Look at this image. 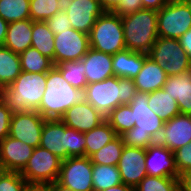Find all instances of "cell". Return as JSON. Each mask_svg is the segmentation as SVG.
I'll return each mask as SVG.
<instances>
[{"label":"cell","mask_w":191,"mask_h":191,"mask_svg":"<svg viewBox=\"0 0 191 191\" xmlns=\"http://www.w3.org/2000/svg\"><path fill=\"white\" fill-rule=\"evenodd\" d=\"M47 72L22 71L8 86L0 89V99L12 112L37 111L46 88Z\"/></svg>","instance_id":"6da1fadb"},{"label":"cell","mask_w":191,"mask_h":191,"mask_svg":"<svg viewBox=\"0 0 191 191\" xmlns=\"http://www.w3.org/2000/svg\"><path fill=\"white\" fill-rule=\"evenodd\" d=\"M133 111V127L121 135L127 147L147 148L157 142L164 121L148 107V93L137 92L129 103Z\"/></svg>","instance_id":"7a4b0ae2"},{"label":"cell","mask_w":191,"mask_h":191,"mask_svg":"<svg viewBox=\"0 0 191 191\" xmlns=\"http://www.w3.org/2000/svg\"><path fill=\"white\" fill-rule=\"evenodd\" d=\"M136 94L133 79L113 76L87 84L84 89V100L106 117L119 105L129 104Z\"/></svg>","instance_id":"3957f363"},{"label":"cell","mask_w":191,"mask_h":191,"mask_svg":"<svg viewBox=\"0 0 191 191\" xmlns=\"http://www.w3.org/2000/svg\"><path fill=\"white\" fill-rule=\"evenodd\" d=\"M84 100V91L73 87L54 65L47 72L46 88L37 112L45 119H60L65 111Z\"/></svg>","instance_id":"277c9868"},{"label":"cell","mask_w":191,"mask_h":191,"mask_svg":"<svg viewBox=\"0 0 191 191\" xmlns=\"http://www.w3.org/2000/svg\"><path fill=\"white\" fill-rule=\"evenodd\" d=\"M39 146L65 160L85 156L86 141L83 132L67 127L60 119H46Z\"/></svg>","instance_id":"5b68a950"},{"label":"cell","mask_w":191,"mask_h":191,"mask_svg":"<svg viewBox=\"0 0 191 191\" xmlns=\"http://www.w3.org/2000/svg\"><path fill=\"white\" fill-rule=\"evenodd\" d=\"M121 17L126 49L147 54L158 38V11L142 9Z\"/></svg>","instance_id":"8992f818"},{"label":"cell","mask_w":191,"mask_h":191,"mask_svg":"<svg viewBox=\"0 0 191 191\" xmlns=\"http://www.w3.org/2000/svg\"><path fill=\"white\" fill-rule=\"evenodd\" d=\"M89 35L90 47L110 55L126 49L122 17L105 11L93 25Z\"/></svg>","instance_id":"52a82bcc"},{"label":"cell","mask_w":191,"mask_h":191,"mask_svg":"<svg viewBox=\"0 0 191 191\" xmlns=\"http://www.w3.org/2000/svg\"><path fill=\"white\" fill-rule=\"evenodd\" d=\"M147 55L163 67L167 76L179 75L191 70V59L179 39L158 37Z\"/></svg>","instance_id":"ba28073f"},{"label":"cell","mask_w":191,"mask_h":191,"mask_svg":"<svg viewBox=\"0 0 191 191\" xmlns=\"http://www.w3.org/2000/svg\"><path fill=\"white\" fill-rule=\"evenodd\" d=\"M158 37L179 39L191 28V7L185 0H169L158 11Z\"/></svg>","instance_id":"9c48e42d"},{"label":"cell","mask_w":191,"mask_h":191,"mask_svg":"<svg viewBox=\"0 0 191 191\" xmlns=\"http://www.w3.org/2000/svg\"><path fill=\"white\" fill-rule=\"evenodd\" d=\"M61 164L59 157L38 146L20 174L28 184L46 185L57 181Z\"/></svg>","instance_id":"30bf717a"},{"label":"cell","mask_w":191,"mask_h":191,"mask_svg":"<svg viewBox=\"0 0 191 191\" xmlns=\"http://www.w3.org/2000/svg\"><path fill=\"white\" fill-rule=\"evenodd\" d=\"M54 65L64 61H80L90 48L89 35L70 28L54 35Z\"/></svg>","instance_id":"8fae6325"},{"label":"cell","mask_w":191,"mask_h":191,"mask_svg":"<svg viewBox=\"0 0 191 191\" xmlns=\"http://www.w3.org/2000/svg\"><path fill=\"white\" fill-rule=\"evenodd\" d=\"M92 169L89 157H69L62 160L57 182L73 191H94Z\"/></svg>","instance_id":"7c38bea8"},{"label":"cell","mask_w":191,"mask_h":191,"mask_svg":"<svg viewBox=\"0 0 191 191\" xmlns=\"http://www.w3.org/2000/svg\"><path fill=\"white\" fill-rule=\"evenodd\" d=\"M45 120L37 111L15 112L10 121L9 136L36 148L40 145Z\"/></svg>","instance_id":"4fadbf2b"},{"label":"cell","mask_w":191,"mask_h":191,"mask_svg":"<svg viewBox=\"0 0 191 191\" xmlns=\"http://www.w3.org/2000/svg\"><path fill=\"white\" fill-rule=\"evenodd\" d=\"M63 9L71 27L86 34L90 33L97 18L105 12L99 0H68L64 1Z\"/></svg>","instance_id":"5bb4252c"},{"label":"cell","mask_w":191,"mask_h":191,"mask_svg":"<svg viewBox=\"0 0 191 191\" xmlns=\"http://www.w3.org/2000/svg\"><path fill=\"white\" fill-rule=\"evenodd\" d=\"M145 168L148 176L178 178L174 152L155 142L146 148Z\"/></svg>","instance_id":"9a60e30c"},{"label":"cell","mask_w":191,"mask_h":191,"mask_svg":"<svg viewBox=\"0 0 191 191\" xmlns=\"http://www.w3.org/2000/svg\"><path fill=\"white\" fill-rule=\"evenodd\" d=\"M146 149L141 147H123L117 165L122 183L136 187L147 175L145 168Z\"/></svg>","instance_id":"2e32d148"},{"label":"cell","mask_w":191,"mask_h":191,"mask_svg":"<svg viewBox=\"0 0 191 191\" xmlns=\"http://www.w3.org/2000/svg\"><path fill=\"white\" fill-rule=\"evenodd\" d=\"M34 147L6 136L0 142V165L3 171L21 172L32 156Z\"/></svg>","instance_id":"e0dca14e"},{"label":"cell","mask_w":191,"mask_h":191,"mask_svg":"<svg viewBox=\"0 0 191 191\" xmlns=\"http://www.w3.org/2000/svg\"><path fill=\"white\" fill-rule=\"evenodd\" d=\"M157 142L173 152L191 142V115L178 114L166 121Z\"/></svg>","instance_id":"ac0fdd59"},{"label":"cell","mask_w":191,"mask_h":191,"mask_svg":"<svg viewBox=\"0 0 191 191\" xmlns=\"http://www.w3.org/2000/svg\"><path fill=\"white\" fill-rule=\"evenodd\" d=\"M60 120L70 128L79 132H87L96 128L100 123L105 120L99 111H97L91 104L83 100L80 103L74 104Z\"/></svg>","instance_id":"d6986e66"},{"label":"cell","mask_w":191,"mask_h":191,"mask_svg":"<svg viewBox=\"0 0 191 191\" xmlns=\"http://www.w3.org/2000/svg\"><path fill=\"white\" fill-rule=\"evenodd\" d=\"M85 67L87 84L113 77L112 55L89 48L81 59Z\"/></svg>","instance_id":"ffe728a7"},{"label":"cell","mask_w":191,"mask_h":191,"mask_svg":"<svg viewBox=\"0 0 191 191\" xmlns=\"http://www.w3.org/2000/svg\"><path fill=\"white\" fill-rule=\"evenodd\" d=\"M162 89L177 101L180 114L191 115V70L167 76Z\"/></svg>","instance_id":"44dd1931"},{"label":"cell","mask_w":191,"mask_h":191,"mask_svg":"<svg viewBox=\"0 0 191 191\" xmlns=\"http://www.w3.org/2000/svg\"><path fill=\"white\" fill-rule=\"evenodd\" d=\"M167 79L163 67L150 57H146L141 70L133 79L137 92L150 93L162 89Z\"/></svg>","instance_id":"7402d4cb"},{"label":"cell","mask_w":191,"mask_h":191,"mask_svg":"<svg viewBox=\"0 0 191 191\" xmlns=\"http://www.w3.org/2000/svg\"><path fill=\"white\" fill-rule=\"evenodd\" d=\"M148 55L124 49L112 55L114 76L134 79L142 68Z\"/></svg>","instance_id":"603a6c76"},{"label":"cell","mask_w":191,"mask_h":191,"mask_svg":"<svg viewBox=\"0 0 191 191\" xmlns=\"http://www.w3.org/2000/svg\"><path fill=\"white\" fill-rule=\"evenodd\" d=\"M32 24L33 21L31 19L9 23L3 46L17 54L31 47Z\"/></svg>","instance_id":"cb8c5ba5"},{"label":"cell","mask_w":191,"mask_h":191,"mask_svg":"<svg viewBox=\"0 0 191 191\" xmlns=\"http://www.w3.org/2000/svg\"><path fill=\"white\" fill-rule=\"evenodd\" d=\"M148 107L164 122L180 114L177 101L163 89L148 93Z\"/></svg>","instance_id":"d4e9b609"},{"label":"cell","mask_w":191,"mask_h":191,"mask_svg":"<svg viewBox=\"0 0 191 191\" xmlns=\"http://www.w3.org/2000/svg\"><path fill=\"white\" fill-rule=\"evenodd\" d=\"M86 146L85 156L90 157L92 154L100 150L107 143L117 137L115 130L105 119L96 128L84 133Z\"/></svg>","instance_id":"484cf974"},{"label":"cell","mask_w":191,"mask_h":191,"mask_svg":"<svg viewBox=\"0 0 191 191\" xmlns=\"http://www.w3.org/2000/svg\"><path fill=\"white\" fill-rule=\"evenodd\" d=\"M21 72L19 54L0 46V89L10 85Z\"/></svg>","instance_id":"4316f807"},{"label":"cell","mask_w":191,"mask_h":191,"mask_svg":"<svg viewBox=\"0 0 191 191\" xmlns=\"http://www.w3.org/2000/svg\"><path fill=\"white\" fill-rule=\"evenodd\" d=\"M31 47L37 49L43 56L54 59V33L46 21H33Z\"/></svg>","instance_id":"83f0119b"},{"label":"cell","mask_w":191,"mask_h":191,"mask_svg":"<svg viewBox=\"0 0 191 191\" xmlns=\"http://www.w3.org/2000/svg\"><path fill=\"white\" fill-rule=\"evenodd\" d=\"M119 184H122V180L117 166L93 163L92 185L94 191H103Z\"/></svg>","instance_id":"f1b7e54d"},{"label":"cell","mask_w":191,"mask_h":191,"mask_svg":"<svg viewBox=\"0 0 191 191\" xmlns=\"http://www.w3.org/2000/svg\"><path fill=\"white\" fill-rule=\"evenodd\" d=\"M22 71L30 73L48 72L54 63L50 58L43 56L37 49L33 47L27 48L19 54Z\"/></svg>","instance_id":"f546056e"},{"label":"cell","mask_w":191,"mask_h":191,"mask_svg":"<svg viewBox=\"0 0 191 191\" xmlns=\"http://www.w3.org/2000/svg\"><path fill=\"white\" fill-rule=\"evenodd\" d=\"M124 146L122 137L117 136L89 158L95 164L117 166Z\"/></svg>","instance_id":"4dcf8cb0"},{"label":"cell","mask_w":191,"mask_h":191,"mask_svg":"<svg viewBox=\"0 0 191 191\" xmlns=\"http://www.w3.org/2000/svg\"><path fill=\"white\" fill-rule=\"evenodd\" d=\"M30 0H0V17L11 23L30 19Z\"/></svg>","instance_id":"1f68e13d"},{"label":"cell","mask_w":191,"mask_h":191,"mask_svg":"<svg viewBox=\"0 0 191 191\" xmlns=\"http://www.w3.org/2000/svg\"><path fill=\"white\" fill-rule=\"evenodd\" d=\"M55 66L60 70L62 76L69 84L84 91L87 86V80L85 76V67L81 60L64 61Z\"/></svg>","instance_id":"d6a6232c"},{"label":"cell","mask_w":191,"mask_h":191,"mask_svg":"<svg viewBox=\"0 0 191 191\" xmlns=\"http://www.w3.org/2000/svg\"><path fill=\"white\" fill-rule=\"evenodd\" d=\"M105 119L115 130L117 136H121L133 127V111L129 104L119 105Z\"/></svg>","instance_id":"836d02e7"},{"label":"cell","mask_w":191,"mask_h":191,"mask_svg":"<svg viewBox=\"0 0 191 191\" xmlns=\"http://www.w3.org/2000/svg\"><path fill=\"white\" fill-rule=\"evenodd\" d=\"M64 0H30L29 11L32 21H46L63 10Z\"/></svg>","instance_id":"e575fe53"},{"label":"cell","mask_w":191,"mask_h":191,"mask_svg":"<svg viewBox=\"0 0 191 191\" xmlns=\"http://www.w3.org/2000/svg\"><path fill=\"white\" fill-rule=\"evenodd\" d=\"M135 191H180L179 179L146 175Z\"/></svg>","instance_id":"d590c367"},{"label":"cell","mask_w":191,"mask_h":191,"mask_svg":"<svg viewBox=\"0 0 191 191\" xmlns=\"http://www.w3.org/2000/svg\"><path fill=\"white\" fill-rule=\"evenodd\" d=\"M27 185L20 172L2 171L0 174V191H23Z\"/></svg>","instance_id":"8d00e7d4"},{"label":"cell","mask_w":191,"mask_h":191,"mask_svg":"<svg viewBox=\"0 0 191 191\" xmlns=\"http://www.w3.org/2000/svg\"><path fill=\"white\" fill-rule=\"evenodd\" d=\"M174 156L179 175L191 170V142L174 151Z\"/></svg>","instance_id":"74e56055"},{"label":"cell","mask_w":191,"mask_h":191,"mask_svg":"<svg viewBox=\"0 0 191 191\" xmlns=\"http://www.w3.org/2000/svg\"><path fill=\"white\" fill-rule=\"evenodd\" d=\"M46 23L54 35H56V31H64L72 28L69 17L64 9L47 19Z\"/></svg>","instance_id":"f35d334b"},{"label":"cell","mask_w":191,"mask_h":191,"mask_svg":"<svg viewBox=\"0 0 191 191\" xmlns=\"http://www.w3.org/2000/svg\"><path fill=\"white\" fill-rule=\"evenodd\" d=\"M12 112L7 108V106L0 99V142L9 136L10 121L12 117Z\"/></svg>","instance_id":"ab89813d"},{"label":"cell","mask_w":191,"mask_h":191,"mask_svg":"<svg viewBox=\"0 0 191 191\" xmlns=\"http://www.w3.org/2000/svg\"><path fill=\"white\" fill-rule=\"evenodd\" d=\"M141 0H121L118 6L112 11L114 14L124 16L142 10Z\"/></svg>","instance_id":"60d3db41"},{"label":"cell","mask_w":191,"mask_h":191,"mask_svg":"<svg viewBox=\"0 0 191 191\" xmlns=\"http://www.w3.org/2000/svg\"><path fill=\"white\" fill-rule=\"evenodd\" d=\"M143 9L159 11L169 0H141Z\"/></svg>","instance_id":"b9f144b4"},{"label":"cell","mask_w":191,"mask_h":191,"mask_svg":"<svg viewBox=\"0 0 191 191\" xmlns=\"http://www.w3.org/2000/svg\"><path fill=\"white\" fill-rule=\"evenodd\" d=\"M180 191H191V170L179 176Z\"/></svg>","instance_id":"7bdbcfd3"},{"label":"cell","mask_w":191,"mask_h":191,"mask_svg":"<svg viewBox=\"0 0 191 191\" xmlns=\"http://www.w3.org/2000/svg\"><path fill=\"white\" fill-rule=\"evenodd\" d=\"M179 42L191 59V28L179 38Z\"/></svg>","instance_id":"ee69618b"},{"label":"cell","mask_w":191,"mask_h":191,"mask_svg":"<svg viewBox=\"0 0 191 191\" xmlns=\"http://www.w3.org/2000/svg\"><path fill=\"white\" fill-rule=\"evenodd\" d=\"M45 191H73L69 187H66L57 181L44 185Z\"/></svg>","instance_id":"f6af8a7d"},{"label":"cell","mask_w":191,"mask_h":191,"mask_svg":"<svg viewBox=\"0 0 191 191\" xmlns=\"http://www.w3.org/2000/svg\"><path fill=\"white\" fill-rule=\"evenodd\" d=\"M102 8L105 11H113L121 0H99Z\"/></svg>","instance_id":"bcb514c9"},{"label":"cell","mask_w":191,"mask_h":191,"mask_svg":"<svg viewBox=\"0 0 191 191\" xmlns=\"http://www.w3.org/2000/svg\"><path fill=\"white\" fill-rule=\"evenodd\" d=\"M9 23L0 17V46L4 45Z\"/></svg>","instance_id":"7dc6e473"},{"label":"cell","mask_w":191,"mask_h":191,"mask_svg":"<svg viewBox=\"0 0 191 191\" xmlns=\"http://www.w3.org/2000/svg\"><path fill=\"white\" fill-rule=\"evenodd\" d=\"M103 191H135V187L125 185L124 183L107 188L106 190Z\"/></svg>","instance_id":"c3c4849f"},{"label":"cell","mask_w":191,"mask_h":191,"mask_svg":"<svg viewBox=\"0 0 191 191\" xmlns=\"http://www.w3.org/2000/svg\"><path fill=\"white\" fill-rule=\"evenodd\" d=\"M23 191H45L44 185L28 184Z\"/></svg>","instance_id":"681fc988"},{"label":"cell","mask_w":191,"mask_h":191,"mask_svg":"<svg viewBox=\"0 0 191 191\" xmlns=\"http://www.w3.org/2000/svg\"><path fill=\"white\" fill-rule=\"evenodd\" d=\"M191 7V0H185Z\"/></svg>","instance_id":"f907efd6"},{"label":"cell","mask_w":191,"mask_h":191,"mask_svg":"<svg viewBox=\"0 0 191 191\" xmlns=\"http://www.w3.org/2000/svg\"><path fill=\"white\" fill-rule=\"evenodd\" d=\"M2 171H3V169H2V167H1V165H0V174H1Z\"/></svg>","instance_id":"816d5d0a"}]
</instances>
